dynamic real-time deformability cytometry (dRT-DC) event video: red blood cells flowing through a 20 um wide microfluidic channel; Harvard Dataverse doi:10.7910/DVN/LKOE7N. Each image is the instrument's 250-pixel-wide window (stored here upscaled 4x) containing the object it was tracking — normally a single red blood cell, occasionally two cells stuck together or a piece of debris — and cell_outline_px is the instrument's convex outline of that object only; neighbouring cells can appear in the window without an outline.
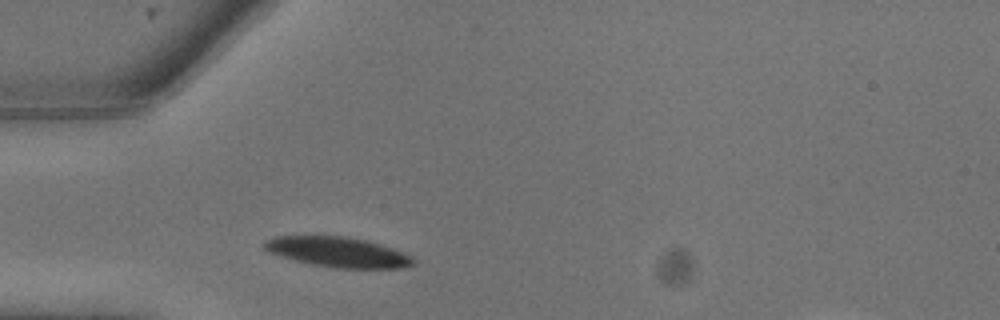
{"species": "common noctule bat (a hibernating species)", "species_latin": "Nyctalus noctula", "temperature_condition": "warm", "stored_images_in_passage": 6, "camera_frame_rate_fps": 3000, "um_per_image_px": 0.085, "animal": {"sex": "male", "body_mass_g": 13.3}, "frame": {"image": 1, "passage_image": 3, "time_ms": 0.667, "image_size_px": [1000, 320], "cell_outline_px": [[416, 264], [404, 268], [340, 268], [312, 264], [280, 256], [268, 252], [264, 248], [264, 244], [272, 236], [348, 236], [368, 240], [392, 248], [412, 256], [416, 260]], "centroid_in_image_um": [28.77, 21.42], "position_along_channel_um": 56.2, "area_um2": 26.13}}
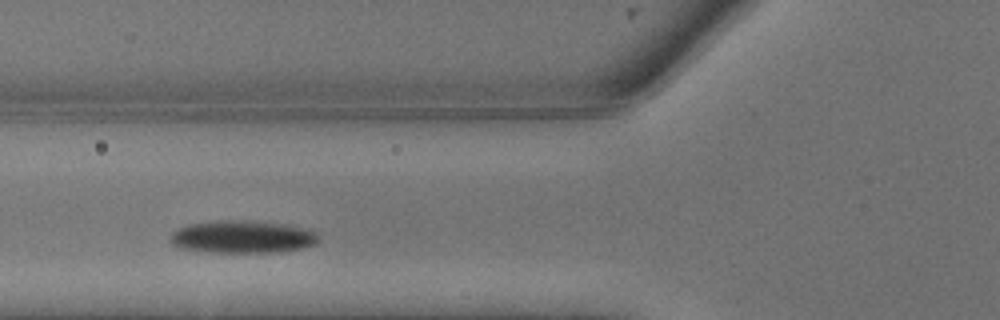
{"frame": {"image": 2, "passage_image": 5, "time_ms": 1.333, "image_size_px": [1000, 320], "cell_outline_px": [[320, 240], [316, 244], [304, 248], [272, 252], [212, 252], [180, 248], [172, 244], [168, 240], [172, 232], [176, 228], [188, 224], [220, 220], [244, 220], [284, 224], [320, 232]], "centroid_in_image_um": [20.61, 20.13], "position_along_channel_um": 105.2, "area_um2": 28.38}}